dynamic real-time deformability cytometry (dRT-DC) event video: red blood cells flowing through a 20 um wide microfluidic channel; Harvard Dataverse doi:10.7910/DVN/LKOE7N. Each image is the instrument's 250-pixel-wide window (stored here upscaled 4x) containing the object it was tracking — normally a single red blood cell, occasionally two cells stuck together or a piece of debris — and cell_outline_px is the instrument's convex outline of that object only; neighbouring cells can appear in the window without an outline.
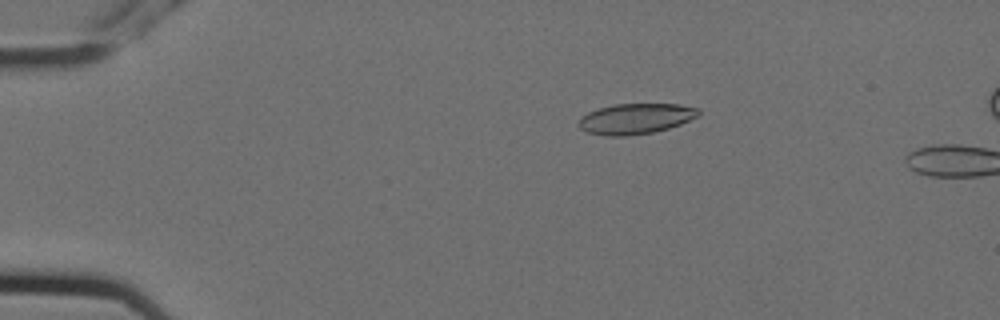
{"species": "Egyptian fruit bat (a non-hibernating species)", "species_latin": "Rousettus aegyptiacus", "temperature_condition": "cold", "stored_images_in_passage": 2, "camera_frame_rate_fps": 3000, "um_per_image_px": 0.085, "animal": {"sex": "female"}, "frame": {"image": 1, "passage_image": 1, "time_ms": 0.0, "image_size_px": [1000, 320], "cell_outline_px": [[700, 112], [696, 116], [680, 124], [668, 128], [652, 132], [628, 136], [608, 136], [588, 132], [580, 128], [580, 116], [588, 112], [612, 104], [680, 104], [700, 108]], "centroid_in_image_um": [54.03, 10.08], "position_along_channel_um": 31.0, "area_um2": 21.15}}